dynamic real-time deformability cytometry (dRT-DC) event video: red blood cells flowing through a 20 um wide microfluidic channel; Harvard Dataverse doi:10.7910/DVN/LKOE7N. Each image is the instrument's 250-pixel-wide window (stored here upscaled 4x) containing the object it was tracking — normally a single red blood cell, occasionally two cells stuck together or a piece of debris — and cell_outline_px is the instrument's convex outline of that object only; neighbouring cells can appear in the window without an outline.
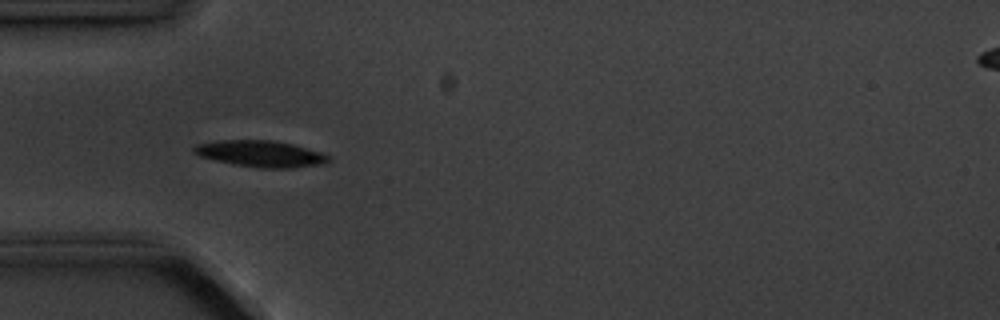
{"species": "common noctule bat (a hibernating species)", "species_latin": "Nyctalus noctula", "temperature_condition": "cold", "stored_images_in_passage": 4, "camera_frame_rate_fps": 3000, "um_per_image_px": 0.085, "animal": {"sex": "male", "body_mass_g": 20.1, "forearm_length_mm": 53.5}, "frame": {"image": 1, "passage_image": 3, "time_ms": 3.333, "image_size_px": [1000, 320], "cell_outline_px": [[332, 160], [324, 164], [292, 168], [260, 168], [232, 164], [200, 156], [192, 152], [192, 148], [196, 144], [216, 140], [272, 140], [292, 144], [320, 152], [328, 156]], "centroid_in_image_um": [22.13, 13.07], "position_along_channel_um": 62.9, "area_um2": 20.75}}